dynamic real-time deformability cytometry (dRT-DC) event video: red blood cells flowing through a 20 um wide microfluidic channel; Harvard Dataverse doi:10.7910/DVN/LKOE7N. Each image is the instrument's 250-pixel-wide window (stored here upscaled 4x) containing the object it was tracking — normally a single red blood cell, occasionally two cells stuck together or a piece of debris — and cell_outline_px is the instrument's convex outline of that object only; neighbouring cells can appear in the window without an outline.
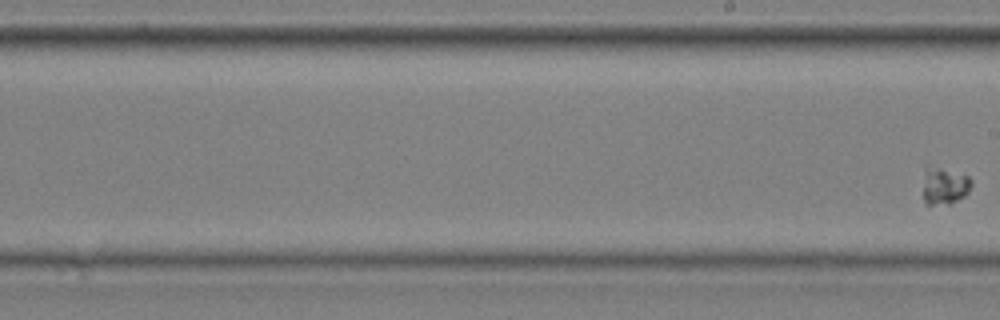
{"species": "common noctule bat (a hibernating species)", "species_latin": "Nyctalus noctula", "temperature_condition": "cold", "stored_images_in_passage": 10, "segment_of_instrument_passage": [2, 2], "camera_frame_rate_fps": 3000, "um_per_image_px": 0.085, "animal": {"sex": "male", "body_mass_g": 20.4}, "frame": {"image": 1, "passage_image": 10, "time_ms": 3.0, "image_size_px": [1000, 320], "cell_outline_px": [[972, 184], [968, 192], [964, 196], [948, 204], [924, 204], [924, 168], [928, 164], [968, 176], [972, 180]], "centroid_in_image_um": [80.26, 15.77], "position_along_channel_um": 208.7, "area_um2": 10.46}}